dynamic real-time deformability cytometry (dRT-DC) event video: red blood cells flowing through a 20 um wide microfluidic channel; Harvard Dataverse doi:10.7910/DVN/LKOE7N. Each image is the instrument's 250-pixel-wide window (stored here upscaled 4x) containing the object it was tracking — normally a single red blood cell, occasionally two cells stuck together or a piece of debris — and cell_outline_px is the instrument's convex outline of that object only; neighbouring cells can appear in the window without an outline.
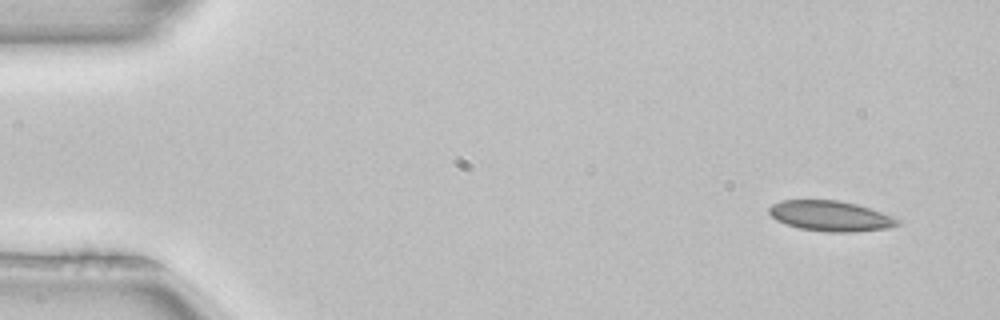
{"species": "common noctule bat (a hibernating species)", "species_latin": "Nyctalus noctula", "temperature_condition": "room temperature", "stored_images_in_passage": 5, "camera_frame_rate_fps": 3000, "um_per_image_px": 0.085, "animal": {"sex": "female", "body_mass_g": 22.7, "forearm_length_mm": 54.2}, "frame": {"image": 1, "passage_image": 1, "time_ms": 0.0, "image_size_px": [1000, 320], "cell_outline_px": [[904, 220], [900, 224], [888, 228], [848, 232], [828, 232], [800, 228], [784, 224], [776, 220], [768, 212], [768, 208], [772, 204], [784, 200], [836, 200], [856, 204]], "centroid_in_image_um": [70.59, 18.36], "position_along_channel_um": 14.4, "area_um2": 22.66}}